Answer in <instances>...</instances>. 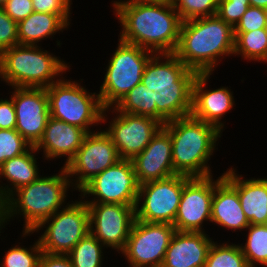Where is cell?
<instances>
[{
	"mask_svg": "<svg viewBox=\"0 0 267 267\" xmlns=\"http://www.w3.org/2000/svg\"><path fill=\"white\" fill-rule=\"evenodd\" d=\"M122 31L120 39L157 54L174 53L181 19L172 2L113 3Z\"/></svg>",
	"mask_w": 267,
	"mask_h": 267,
	"instance_id": "obj_1",
	"label": "cell"
},
{
	"mask_svg": "<svg viewBox=\"0 0 267 267\" xmlns=\"http://www.w3.org/2000/svg\"><path fill=\"white\" fill-rule=\"evenodd\" d=\"M161 57L166 61L161 62ZM197 74L174 53H158L149 59L141 82L151 95V106H157V121L162 125L191 115L193 82Z\"/></svg>",
	"mask_w": 267,
	"mask_h": 267,
	"instance_id": "obj_2",
	"label": "cell"
},
{
	"mask_svg": "<svg viewBox=\"0 0 267 267\" xmlns=\"http://www.w3.org/2000/svg\"><path fill=\"white\" fill-rule=\"evenodd\" d=\"M234 28L217 15L183 21L174 54L197 73H212L218 58L234 53Z\"/></svg>",
	"mask_w": 267,
	"mask_h": 267,
	"instance_id": "obj_3",
	"label": "cell"
},
{
	"mask_svg": "<svg viewBox=\"0 0 267 267\" xmlns=\"http://www.w3.org/2000/svg\"><path fill=\"white\" fill-rule=\"evenodd\" d=\"M163 127L171 137L174 172L188 177L211 176L207 164L222 132L192 115L167 121Z\"/></svg>",
	"mask_w": 267,
	"mask_h": 267,
	"instance_id": "obj_4",
	"label": "cell"
},
{
	"mask_svg": "<svg viewBox=\"0 0 267 267\" xmlns=\"http://www.w3.org/2000/svg\"><path fill=\"white\" fill-rule=\"evenodd\" d=\"M70 183L73 184L63 167L58 175L39 177L31 184L13 191L4 201L6 222L14 214L22 212L25 217L24 237L31 232L34 233L44 220L61 209ZM15 195L18 198H14Z\"/></svg>",
	"mask_w": 267,
	"mask_h": 267,
	"instance_id": "obj_5",
	"label": "cell"
},
{
	"mask_svg": "<svg viewBox=\"0 0 267 267\" xmlns=\"http://www.w3.org/2000/svg\"><path fill=\"white\" fill-rule=\"evenodd\" d=\"M45 51V52H44ZM38 48L17 44L0 53V78L14 87L47 88L69 69L64 61Z\"/></svg>",
	"mask_w": 267,
	"mask_h": 267,
	"instance_id": "obj_6",
	"label": "cell"
},
{
	"mask_svg": "<svg viewBox=\"0 0 267 267\" xmlns=\"http://www.w3.org/2000/svg\"><path fill=\"white\" fill-rule=\"evenodd\" d=\"M49 112L54 119L84 129L90 133V125L104 122L105 109L99 94L89 93L77 82L58 80L46 88ZM91 94V95H90Z\"/></svg>",
	"mask_w": 267,
	"mask_h": 267,
	"instance_id": "obj_7",
	"label": "cell"
},
{
	"mask_svg": "<svg viewBox=\"0 0 267 267\" xmlns=\"http://www.w3.org/2000/svg\"><path fill=\"white\" fill-rule=\"evenodd\" d=\"M152 53L138 45L119 41L108 63L103 84L100 86L99 96L105 109L116 106L133 87L141 82L146 64L155 54Z\"/></svg>",
	"mask_w": 267,
	"mask_h": 267,
	"instance_id": "obj_8",
	"label": "cell"
},
{
	"mask_svg": "<svg viewBox=\"0 0 267 267\" xmlns=\"http://www.w3.org/2000/svg\"><path fill=\"white\" fill-rule=\"evenodd\" d=\"M58 211L44 220L34 232L48 223L45 232L38 239L41 249L50 254H68L90 232L89 210L87 203L80 200L67 203L65 208Z\"/></svg>",
	"mask_w": 267,
	"mask_h": 267,
	"instance_id": "obj_9",
	"label": "cell"
},
{
	"mask_svg": "<svg viewBox=\"0 0 267 267\" xmlns=\"http://www.w3.org/2000/svg\"><path fill=\"white\" fill-rule=\"evenodd\" d=\"M190 178L176 174L165 179L141 184L135 205L136 220L173 225L184 184ZM142 198L144 201L141 204ZM139 206L141 207L139 208Z\"/></svg>",
	"mask_w": 267,
	"mask_h": 267,
	"instance_id": "obj_10",
	"label": "cell"
},
{
	"mask_svg": "<svg viewBox=\"0 0 267 267\" xmlns=\"http://www.w3.org/2000/svg\"><path fill=\"white\" fill-rule=\"evenodd\" d=\"M169 223L134 221L121 253L132 267H161L175 232Z\"/></svg>",
	"mask_w": 267,
	"mask_h": 267,
	"instance_id": "obj_11",
	"label": "cell"
},
{
	"mask_svg": "<svg viewBox=\"0 0 267 267\" xmlns=\"http://www.w3.org/2000/svg\"><path fill=\"white\" fill-rule=\"evenodd\" d=\"M140 184L131 160L120 159L114 165L94 176L79 192L97 196L86 203H117L135 206Z\"/></svg>",
	"mask_w": 267,
	"mask_h": 267,
	"instance_id": "obj_12",
	"label": "cell"
},
{
	"mask_svg": "<svg viewBox=\"0 0 267 267\" xmlns=\"http://www.w3.org/2000/svg\"><path fill=\"white\" fill-rule=\"evenodd\" d=\"M120 160L112 139L105 131L87 133L74 157L64 166L69 178L77 175L80 190L94 176ZM71 176V177H70Z\"/></svg>",
	"mask_w": 267,
	"mask_h": 267,
	"instance_id": "obj_13",
	"label": "cell"
},
{
	"mask_svg": "<svg viewBox=\"0 0 267 267\" xmlns=\"http://www.w3.org/2000/svg\"><path fill=\"white\" fill-rule=\"evenodd\" d=\"M87 206L90 233L104 246L122 251L136 219L135 206L117 203H87Z\"/></svg>",
	"mask_w": 267,
	"mask_h": 267,
	"instance_id": "obj_14",
	"label": "cell"
},
{
	"mask_svg": "<svg viewBox=\"0 0 267 267\" xmlns=\"http://www.w3.org/2000/svg\"><path fill=\"white\" fill-rule=\"evenodd\" d=\"M11 98L16 112L15 129L32 146L42 138L50 117L46 88L14 87Z\"/></svg>",
	"mask_w": 267,
	"mask_h": 267,
	"instance_id": "obj_15",
	"label": "cell"
},
{
	"mask_svg": "<svg viewBox=\"0 0 267 267\" xmlns=\"http://www.w3.org/2000/svg\"><path fill=\"white\" fill-rule=\"evenodd\" d=\"M214 194L212 176L191 177L185 184L173 226L181 232H205L204 220L211 221Z\"/></svg>",
	"mask_w": 267,
	"mask_h": 267,
	"instance_id": "obj_16",
	"label": "cell"
},
{
	"mask_svg": "<svg viewBox=\"0 0 267 267\" xmlns=\"http://www.w3.org/2000/svg\"><path fill=\"white\" fill-rule=\"evenodd\" d=\"M118 113L105 132L112 139L120 159L132 160L146 148L163 125L151 117Z\"/></svg>",
	"mask_w": 267,
	"mask_h": 267,
	"instance_id": "obj_17",
	"label": "cell"
},
{
	"mask_svg": "<svg viewBox=\"0 0 267 267\" xmlns=\"http://www.w3.org/2000/svg\"><path fill=\"white\" fill-rule=\"evenodd\" d=\"M131 161L140 185L176 175L172 163L170 133L162 126L146 148Z\"/></svg>",
	"mask_w": 267,
	"mask_h": 267,
	"instance_id": "obj_18",
	"label": "cell"
},
{
	"mask_svg": "<svg viewBox=\"0 0 267 267\" xmlns=\"http://www.w3.org/2000/svg\"><path fill=\"white\" fill-rule=\"evenodd\" d=\"M210 75L211 73H198L194 79L191 115L221 131L224 126L220 122L221 118L232 109L234 98L226 87L204 90Z\"/></svg>",
	"mask_w": 267,
	"mask_h": 267,
	"instance_id": "obj_19",
	"label": "cell"
},
{
	"mask_svg": "<svg viewBox=\"0 0 267 267\" xmlns=\"http://www.w3.org/2000/svg\"><path fill=\"white\" fill-rule=\"evenodd\" d=\"M208 237L204 232L175 231L161 267H204L213 243Z\"/></svg>",
	"mask_w": 267,
	"mask_h": 267,
	"instance_id": "obj_20",
	"label": "cell"
},
{
	"mask_svg": "<svg viewBox=\"0 0 267 267\" xmlns=\"http://www.w3.org/2000/svg\"><path fill=\"white\" fill-rule=\"evenodd\" d=\"M86 134L87 132L84 129L50 116L42 138L34 147L37 151L43 148L47 160L68 156L64 164L65 166L82 145Z\"/></svg>",
	"mask_w": 267,
	"mask_h": 267,
	"instance_id": "obj_21",
	"label": "cell"
},
{
	"mask_svg": "<svg viewBox=\"0 0 267 267\" xmlns=\"http://www.w3.org/2000/svg\"><path fill=\"white\" fill-rule=\"evenodd\" d=\"M211 222L232 230L248 228L236 188L222 175L214 182Z\"/></svg>",
	"mask_w": 267,
	"mask_h": 267,
	"instance_id": "obj_22",
	"label": "cell"
},
{
	"mask_svg": "<svg viewBox=\"0 0 267 267\" xmlns=\"http://www.w3.org/2000/svg\"><path fill=\"white\" fill-rule=\"evenodd\" d=\"M223 176L236 188L241 207L250 224H267V179L243 180L232 168Z\"/></svg>",
	"mask_w": 267,
	"mask_h": 267,
	"instance_id": "obj_23",
	"label": "cell"
},
{
	"mask_svg": "<svg viewBox=\"0 0 267 267\" xmlns=\"http://www.w3.org/2000/svg\"><path fill=\"white\" fill-rule=\"evenodd\" d=\"M36 151L35 147L31 146L25 153L6 160L0 166V177H6L5 179L11 182L12 184L10 185L13 186V188L8 186L0 187V201L4 202L11 196L13 190L16 191L24 185L31 184L40 177L36 158L33 155Z\"/></svg>",
	"mask_w": 267,
	"mask_h": 267,
	"instance_id": "obj_24",
	"label": "cell"
},
{
	"mask_svg": "<svg viewBox=\"0 0 267 267\" xmlns=\"http://www.w3.org/2000/svg\"><path fill=\"white\" fill-rule=\"evenodd\" d=\"M70 15L33 12L26 19L17 23L20 45H37L40 40L67 28Z\"/></svg>",
	"mask_w": 267,
	"mask_h": 267,
	"instance_id": "obj_25",
	"label": "cell"
},
{
	"mask_svg": "<svg viewBox=\"0 0 267 267\" xmlns=\"http://www.w3.org/2000/svg\"><path fill=\"white\" fill-rule=\"evenodd\" d=\"M234 53L244 59L267 61V33L265 29L234 32Z\"/></svg>",
	"mask_w": 267,
	"mask_h": 267,
	"instance_id": "obj_26",
	"label": "cell"
},
{
	"mask_svg": "<svg viewBox=\"0 0 267 267\" xmlns=\"http://www.w3.org/2000/svg\"><path fill=\"white\" fill-rule=\"evenodd\" d=\"M113 110L157 120V106H151V95L142 82L133 87L116 106H113Z\"/></svg>",
	"mask_w": 267,
	"mask_h": 267,
	"instance_id": "obj_27",
	"label": "cell"
},
{
	"mask_svg": "<svg viewBox=\"0 0 267 267\" xmlns=\"http://www.w3.org/2000/svg\"><path fill=\"white\" fill-rule=\"evenodd\" d=\"M103 246L104 245L89 232L67 255L73 267H101Z\"/></svg>",
	"mask_w": 267,
	"mask_h": 267,
	"instance_id": "obj_28",
	"label": "cell"
},
{
	"mask_svg": "<svg viewBox=\"0 0 267 267\" xmlns=\"http://www.w3.org/2000/svg\"><path fill=\"white\" fill-rule=\"evenodd\" d=\"M248 239L245 246H241L249 267H255V263L267 266V224H250Z\"/></svg>",
	"mask_w": 267,
	"mask_h": 267,
	"instance_id": "obj_29",
	"label": "cell"
},
{
	"mask_svg": "<svg viewBox=\"0 0 267 267\" xmlns=\"http://www.w3.org/2000/svg\"><path fill=\"white\" fill-rule=\"evenodd\" d=\"M204 267H249L240 245H216L213 241Z\"/></svg>",
	"mask_w": 267,
	"mask_h": 267,
	"instance_id": "obj_30",
	"label": "cell"
},
{
	"mask_svg": "<svg viewBox=\"0 0 267 267\" xmlns=\"http://www.w3.org/2000/svg\"><path fill=\"white\" fill-rule=\"evenodd\" d=\"M219 0H172L181 21L216 15Z\"/></svg>",
	"mask_w": 267,
	"mask_h": 267,
	"instance_id": "obj_31",
	"label": "cell"
},
{
	"mask_svg": "<svg viewBox=\"0 0 267 267\" xmlns=\"http://www.w3.org/2000/svg\"><path fill=\"white\" fill-rule=\"evenodd\" d=\"M42 253L39 240L28 250L20 246L12 247L6 252L1 267H39Z\"/></svg>",
	"mask_w": 267,
	"mask_h": 267,
	"instance_id": "obj_32",
	"label": "cell"
},
{
	"mask_svg": "<svg viewBox=\"0 0 267 267\" xmlns=\"http://www.w3.org/2000/svg\"><path fill=\"white\" fill-rule=\"evenodd\" d=\"M31 146L16 129H0V166L25 153Z\"/></svg>",
	"mask_w": 267,
	"mask_h": 267,
	"instance_id": "obj_33",
	"label": "cell"
},
{
	"mask_svg": "<svg viewBox=\"0 0 267 267\" xmlns=\"http://www.w3.org/2000/svg\"><path fill=\"white\" fill-rule=\"evenodd\" d=\"M250 6L249 0H219L216 15L234 28Z\"/></svg>",
	"mask_w": 267,
	"mask_h": 267,
	"instance_id": "obj_34",
	"label": "cell"
},
{
	"mask_svg": "<svg viewBox=\"0 0 267 267\" xmlns=\"http://www.w3.org/2000/svg\"><path fill=\"white\" fill-rule=\"evenodd\" d=\"M266 25L267 10L250 6L234 27V32H250L252 30L265 29Z\"/></svg>",
	"mask_w": 267,
	"mask_h": 267,
	"instance_id": "obj_35",
	"label": "cell"
},
{
	"mask_svg": "<svg viewBox=\"0 0 267 267\" xmlns=\"http://www.w3.org/2000/svg\"><path fill=\"white\" fill-rule=\"evenodd\" d=\"M17 22L11 19L0 7V53L19 44Z\"/></svg>",
	"mask_w": 267,
	"mask_h": 267,
	"instance_id": "obj_36",
	"label": "cell"
},
{
	"mask_svg": "<svg viewBox=\"0 0 267 267\" xmlns=\"http://www.w3.org/2000/svg\"><path fill=\"white\" fill-rule=\"evenodd\" d=\"M70 0H32L33 10L54 15H69Z\"/></svg>",
	"mask_w": 267,
	"mask_h": 267,
	"instance_id": "obj_37",
	"label": "cell"
},
{
	"mask_svg": "<svg viewBox=\"0 0 267 267\" xmlns=\"http://www.w3.org/2000/svg\"><path fill=\"white\" fill-rule=\"evenodd\" d=\"M2 8L17 23L34 12L32 0H8Z\"/></svg>",
	"mask_w": 267,
	"mask_h": 267,
	"instance_id": "obj_38",
	"label": "cell"
},
{
	"mask_svg": "<svg viewBox=\"0 0 267 267\" xmlns=\"http://www.w3.org/2000/svg\"><path fill=\"white\" fill-rule=\"evenodd\" d=\"M16 112L13 100L0 99V129H15Z\"/></svg>",
	"mask_w": 267,
	"mask_h": 267,
	"instance_id": "obj_39",
	"label": "cell"
},
{
	"mask_svg": "<svg viewBox=\"0 0 267 267\" xmlns=\"http://www.w3.org/2000/svg\"><path fill=\"white\" fill-rule=\"evenodd\" d=\"M39 267H73L67 254H50L43 252Z\"/></svg>",
	"mask_w": 267,
	"mask_h": 267,
	"instance_id": "obj_40",
	"label": "cell"
},
{
	"mask_svg": "<svg viewBox=\"0 0 267 267\" xmlns=\"http://www.w3.org/2000/svg\"><path fill=\"white\" fill-rule=\"evenodd\" d=\"M252 7H258L267 10V0H249Z\"/></svg>",
	"mask_w": 267,
	"mask_h": 267,
	"instance_id": "obj_41",
	"label": "cell"
},
{
	"mask_svg": "<svg viewBox=\"0 0 267 267\" xmlns=\"http://www.w3.org/2000/svg\"><path fill=\"white\" fill-rule=\"evenodd\" d=\"M3 223H6L5 203L3 201H0V228H2Z\"/></svg>",
	"mask_w": 267,
	"mask_h": 267,
	"instance_id": "obj_42",
	"label": "cell"
},
{
	"mask_svg": "<svg viewBox=\"0 0 267 267\" xmlns=\"http://www.w3.org/2000/svg\"><path fill=\"white\" fill-rule=\"evenodd\" d=\"M121 2H172V0H127Z\"/></svg>",
	"mask_w": 267,
	"mask_h": 267,
	"instance_id": "obj_43",
	"label": "cell"
},
{
	"mask_svg": "<svg viewBox=\"0 0 267 267\" xmlns=\"http://www.w3.org/2000/svg\"><path fill=\"white\" fill-rule=\"evenodd\" d=\"M8 0H0V7H2Z\"/></svg>",
	"mask_w": 267,
	"mask_h": 267,
	"instance_id": "obj_44",
	"label": "cell"
}]
</instances>
